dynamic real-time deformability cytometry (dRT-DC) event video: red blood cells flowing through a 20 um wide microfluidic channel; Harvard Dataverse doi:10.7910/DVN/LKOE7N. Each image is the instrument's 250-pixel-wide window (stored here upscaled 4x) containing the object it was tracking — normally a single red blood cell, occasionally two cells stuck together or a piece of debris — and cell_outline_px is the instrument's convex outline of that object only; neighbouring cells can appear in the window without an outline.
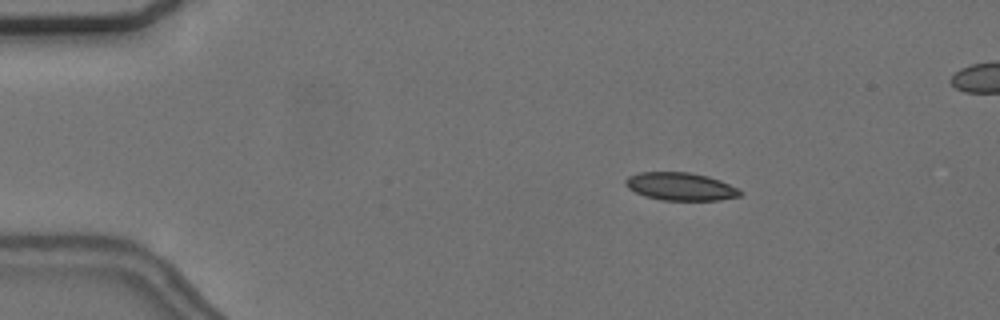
{"species": "common noctule bat (a hibernating species)", "species_latin": "Nyctalus noctula", "temperature_condition": "cold", "stored_images_in_passage": 5, "camera_frame_rate_fps": 3000, "um_per_image_px": 0.085, "animal": {"sex": "female", "body_mass_g": 24.6, "forearm_length_mm": 56.2}, "frame": {"image": 1, "passage_image": 2, "time_ms": 1.0, "image_size_px": [1000, 320], "cell_outline_px": [[744, 192], [740, 196], [720, 200], [660, 200], [644, 196], [628, 188], [624, 184], [624, 180], [628, 176], [640, 172], [688, 172], [708, 176], [720, 180]], "centroid_in_image_um": [57.82, 15.85], "position_along_channel_um": 27.2, "area_um2": 18.67}}